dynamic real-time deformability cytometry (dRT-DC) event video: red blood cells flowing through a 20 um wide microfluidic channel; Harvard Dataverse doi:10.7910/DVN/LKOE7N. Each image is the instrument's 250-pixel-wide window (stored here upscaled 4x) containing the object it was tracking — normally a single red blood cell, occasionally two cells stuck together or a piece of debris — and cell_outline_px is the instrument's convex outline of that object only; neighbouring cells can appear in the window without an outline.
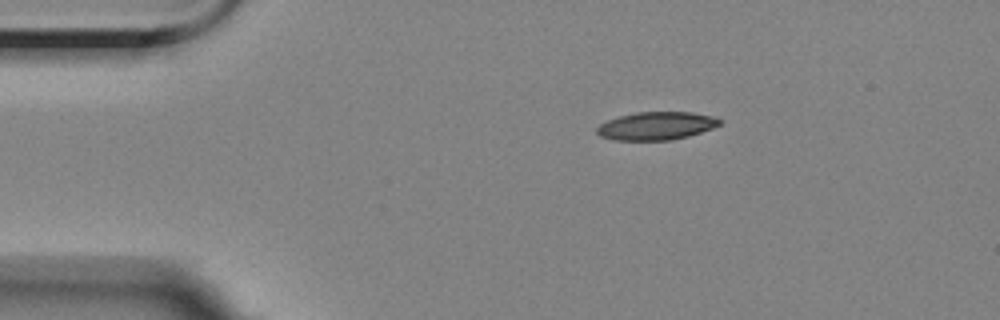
{"species": "Egyptian fruit bat (a non-hibernating species)", "species_latin": "Rousettus aegyptiacus", "temperature_condition": "room temperature", "stored_images_in_passage": 3, "camera_frame_rate_fps": 3000, "um_per_image_px": 0.085, "animal": {"sex": "female"}, "frame": {"image": 1, "passage_image": 1, "time_ms": 0.0, "image_size_px": [1000, 320], "cell_outline_px": [[720, 124], [712, 128], [688, 136], [672, 140], [612, 140], [600, 136], [596, 132], [596, 128], [600, 124], [608, 120], [620, 116], [636, 112], [692, 112], [716, 116], [720, 120]], "centroid_in_image_um": [55.78, 10.7], "position_along_channel_um": 29.2, "area_um2": 20.06}}
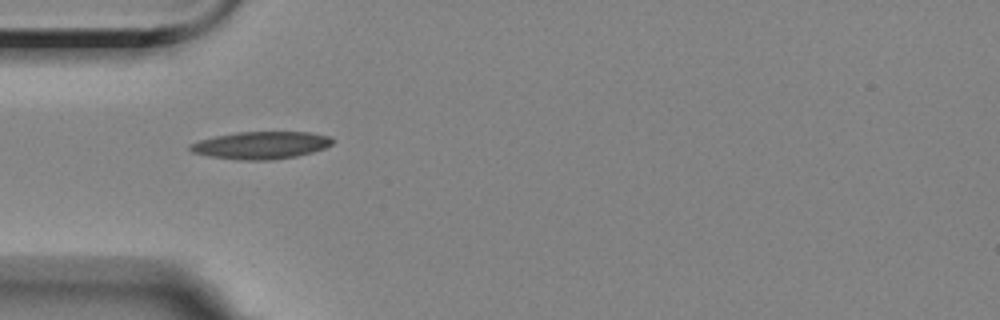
{"frame": {"image": 2, "passage_image": 3, "time_ms": 2.333, "image_size_px": [1000, 320], "cell_outline_px": [[332, 144], [324, 148], [312, 152], [296, 156], [272, 160], [236, 160], [208, 156], [192, 152], [188, 148], [188, 144], [200, 140], [216, 136], [236, 132], [312, 132], [328, 136], [332, 140]], "centroid_in_image_um": [22.14, 12.35], "position_along_channel_um": 62.9, "area_um2": 22.77}}